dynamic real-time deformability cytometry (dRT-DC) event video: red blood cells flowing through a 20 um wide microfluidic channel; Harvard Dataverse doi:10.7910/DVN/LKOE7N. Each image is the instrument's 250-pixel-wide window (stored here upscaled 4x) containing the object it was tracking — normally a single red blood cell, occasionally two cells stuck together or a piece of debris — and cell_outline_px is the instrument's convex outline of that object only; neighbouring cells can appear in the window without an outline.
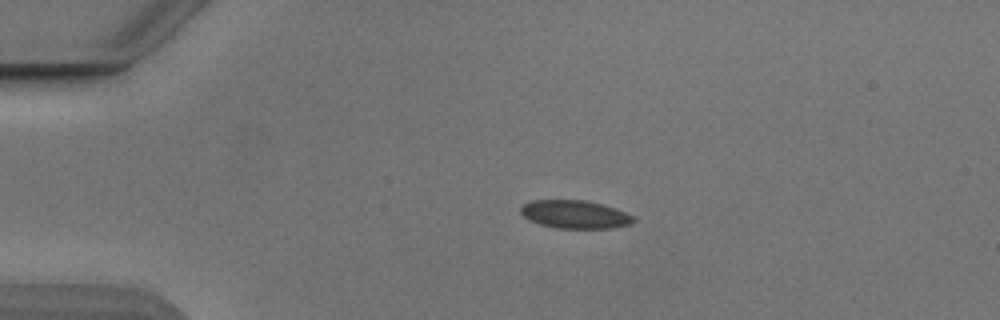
{"species": "Egyptian fruit bat (a non-hibernating species)", "species_latin": "Rousettus aegyptiacus", "temperature_condition": "cold", "stored_images_in_passage": 42, "camera_frame_rate_fps": 3000, "um_per_image_px": 0.085, "animal": {"sex": "male"}, "frame": {"image": 1, "passage_image": 1, "time_ms": 0.0, "image_size_px": [1000, 320], "cell_outline_px": [[636, 220], [628, 224], [612, 228], [556, 228], [540, 224], [528, 220], [520, 212], [520, 208], [524, 204], [532, 200], [584, 200], [600, 204], [624, 212], [632, 216]], "centroid_in_image_um": [48.81, 18.22], "position_along_channel_um": 36.2, "area_um2": 18.21}}
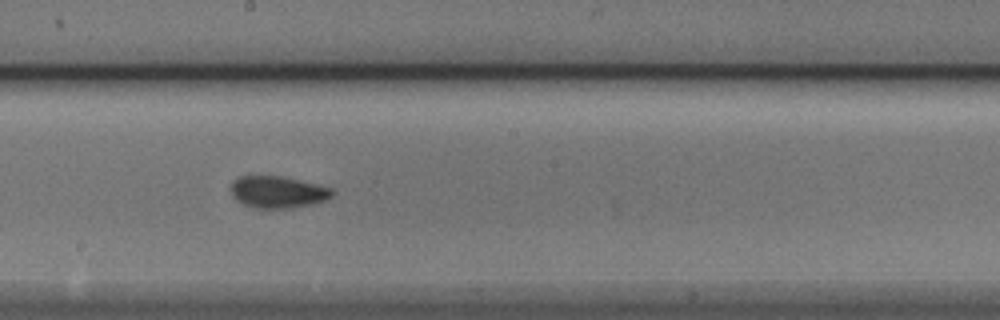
{"frame": {"image": 2, "passage_image": 19, "time_ms": 6.0, "image_size_px": [1000, 320], "cell_outline_px": [[336, 192], [332, 196], [324, 200], [312, 204], [292, 208], [252, 208], [236, 200], [232, 196], [228, 188], [232, 180], [240, 176], [280, 176], [316, 184], [332, 188]], "centroid_in_image_um": [23.56, 16.32], "position_along_channel_um": 224.6, "area_um2": 19.02}}
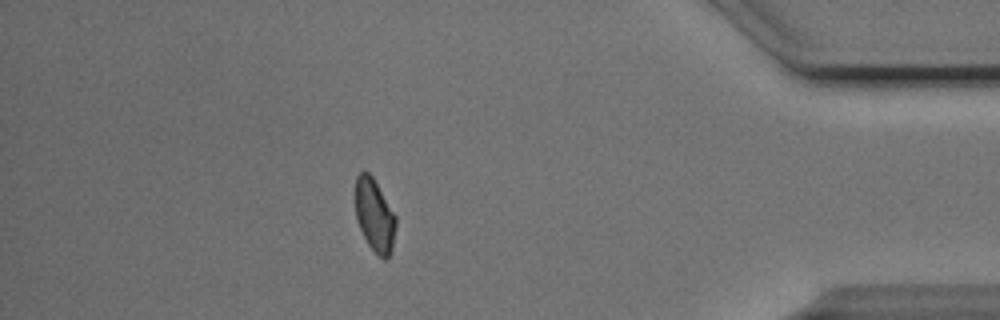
{"frame": {"image": 3, "passage_image": 36, "time_ms": 11.667, "image_size_px": [1000, 320], "cell_outline_px": [[396, 224], [392, 248], [388, 260], [384, 260], [368, 244], [356, 220], [356, 176], [360, 172], [368, 172], [372, 176], [396, 216]], "centroid_in_image_um": [31.85, 18.32], "position_along_channel_um": 403.4, "area_um2": 16.94}, "authors_computed_cell_mechanics": {"area_um2": 18.3804, "velocity_mm_per_s": 3.8726, "shape_relaxation_time_tau1_ms": 2.7536, "shape_relaxation_time_tau2_ms": 1.6735, "deformation_change_tau1": 0.0736, "deformation_change_tau2": 0.053}}